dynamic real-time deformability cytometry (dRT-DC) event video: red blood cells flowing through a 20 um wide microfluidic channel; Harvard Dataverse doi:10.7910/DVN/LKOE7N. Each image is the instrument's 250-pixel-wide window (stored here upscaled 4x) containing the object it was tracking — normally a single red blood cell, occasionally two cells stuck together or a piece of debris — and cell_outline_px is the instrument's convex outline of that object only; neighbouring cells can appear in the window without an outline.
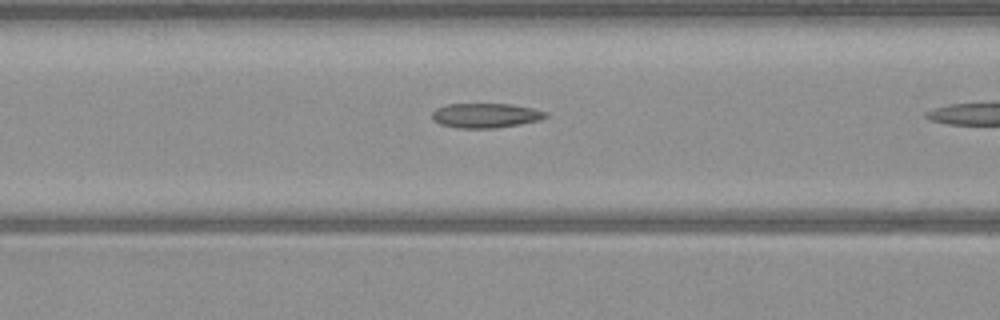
{"species": "common noctule bat (a hibernating species)", "species_latin": "Nyctalus noctula", "temperature_condition": "warm", "stored_images_in_passage": 6, "camera_frame_rate_fps": 3000, "um_per_image_px": 0.085, "animal": {"sex": "male", "body_mass_g": 23.1, "forearm_length_mm": 52.7}, "frame": {"image": 1, "passage_image": 5, "time_ms": 1.333, "image_size_px": [1000, 320], "cell_outline_px": [[548, 116], [540, 120], [520, 124], [496, 128], [456, 128], [440, 124], [432, 120], [432, 112], [436, 108], [448, 104], [512, 104], [532, 108], [548, 112]], "centroid_in_image_um": [41.27, 9.82], "position_along_channel_um": 125.3, "area_um2": 16.42}}